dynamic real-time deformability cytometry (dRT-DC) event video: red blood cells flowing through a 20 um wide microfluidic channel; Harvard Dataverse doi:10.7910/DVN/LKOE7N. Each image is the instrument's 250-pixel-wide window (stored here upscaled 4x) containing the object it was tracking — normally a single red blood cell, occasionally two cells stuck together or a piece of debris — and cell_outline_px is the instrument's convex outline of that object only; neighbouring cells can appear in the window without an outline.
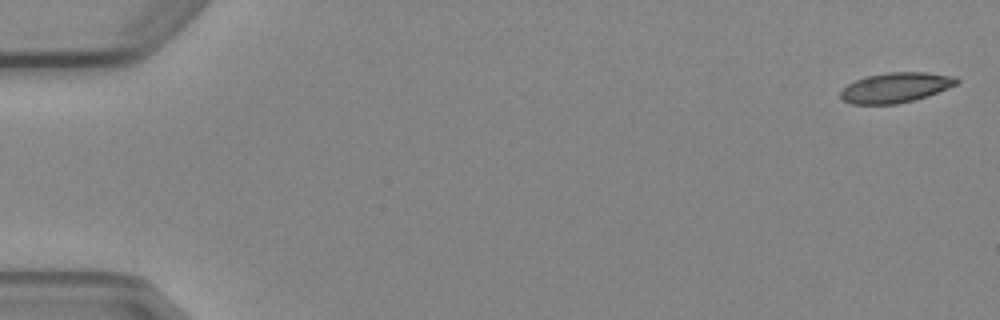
{"species": "Egyptian fruit bat (a non-hibernating species)", "species_latin": "Rousettus aegyptiacus", "temperature_condition": "cold", "stored_images_in_passage": 7, "camera_frame_rate_fps": 3000, "um_per_image_px": 0.085, "animal": {"sex": "female"}, "frame": {"image": 1, "passage_image": 1, "time_ms": 0.0, "image_size_px": [1000, 320], "cell_outline_px": [[960, 80], [956, 84], [928, 96], [896, 104], [852, 104], [844, 100], [840, 96], [840, 92], [848, 84], [856, 80], [868, 76], [888, 72], [924, 72], [956, 76]], "centroid_in_image_um": [76.14, 7.44], "position_along_channel_um": 8.9, "area_um2": 20.11}}
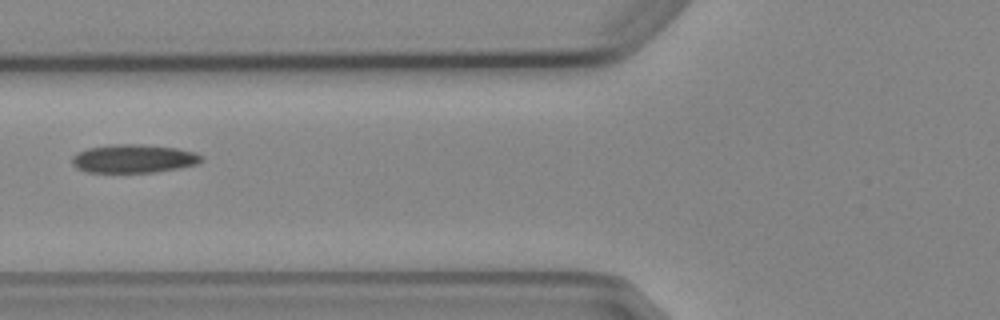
{"frame": {"image": 2, "passage_image": 6, "time_ms": 6.667, "image_size_px": [1000, 320], "cell_outline_px": [[204, 160], [196, 164], [180, 168], [156, 172], [88, 172], [76, 168], [72, 164], [72, 156], [76, 152], [88, 148], [112, 144], [140, 144], [176, 148], [196, 152], [204, 156]], "centroid_in_image_um": [11.37, 13.48], "position_along_channel_um": 114.4, "area_um2": 21.62}}
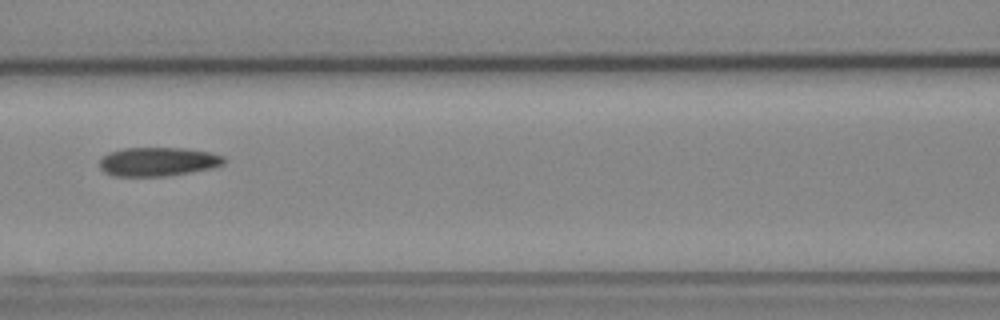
{"frame": {"image": 3, "passage_image": 7, "time_ms": 7.667, "image_size_px": [1000, 320], "cell_outline_px": [[224, 164], [212, 168], [192, 172], [164, 176], [112, 176], [104, 172], [100, 168], [100, 160], [108, 152], [124, 148], [184, 148], [208, 152], [224, 156]], "centroid_in_image_um": [13.41, 13.74], "position_along_channel_um": 153.2, "area_um2": 20.92}}